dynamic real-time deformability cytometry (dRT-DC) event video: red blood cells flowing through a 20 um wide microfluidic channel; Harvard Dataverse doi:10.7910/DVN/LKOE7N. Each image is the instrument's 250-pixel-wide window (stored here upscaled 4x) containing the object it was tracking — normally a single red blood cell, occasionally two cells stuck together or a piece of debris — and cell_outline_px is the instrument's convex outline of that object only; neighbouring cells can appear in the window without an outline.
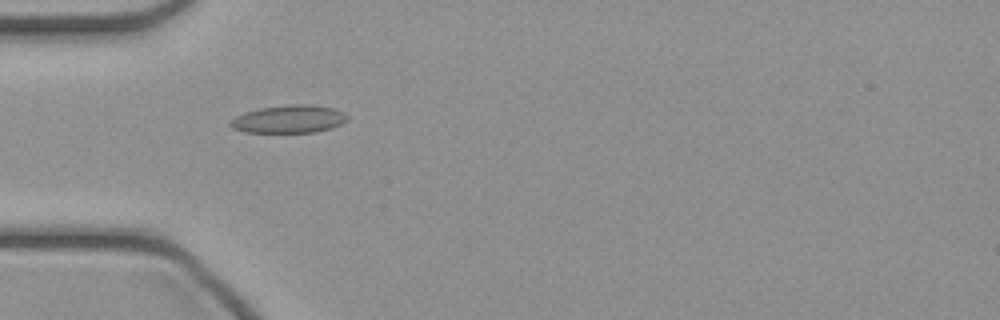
{"species": "common noctule bat (a hibernating species)", "species_latin": "Nyctalus noctula", "temperature_condition": "cold", "stored_images_in_passage": 36, "camera_frame_rate_fps": 3000, "um_per_image_px": 0.085, "animal": {"sex": "female", "body_mass_g": 21.9}, "frame": {"image": 1, "passage_image": 4, "time_ms": 1.0, "image_size_px": [1000, 320], "cell_outline_px": [[348, 120], [332, 128], [316, 132], [244, 132], [232, 128], [228, 124], [236, 116], [244, 112], [260, 108], [288, 104], [312, 104], [332, 108], [344, 112], [348, 116]], "centroid_in_image_um": [24.57, 10.12], "position_along_channel_um": 60.4, "area_um2": 19.07}}
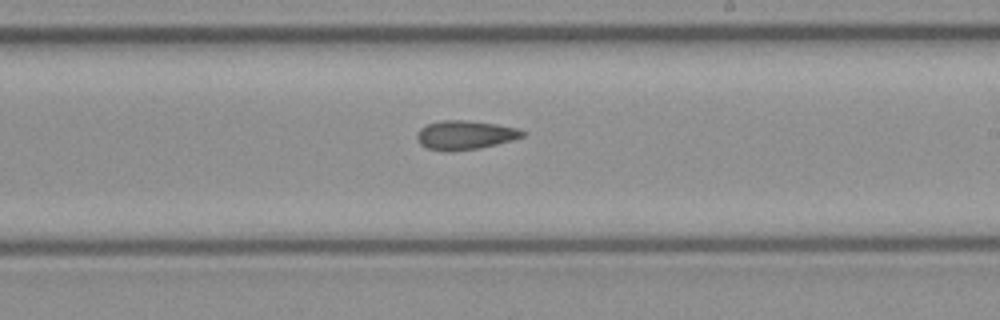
{"frame": {"image": 2, "passage_image": 17, "time_ms": 5.333, "image_size_px": [1000, 320], "cell_outline_px": [[524, 136], [512, 140], [480, 148], [448, 152], [428, 148], [420, 144], [416, 140], [416, 132], [420, 128], [428, 124], [444, 120], [464, 120], [496, 124], [516, 128], [524, 132]], "centroid_in_image_um": [39.48, 11.48], "position_along_channel_um": 249.5, "area_um2": 17.74}}
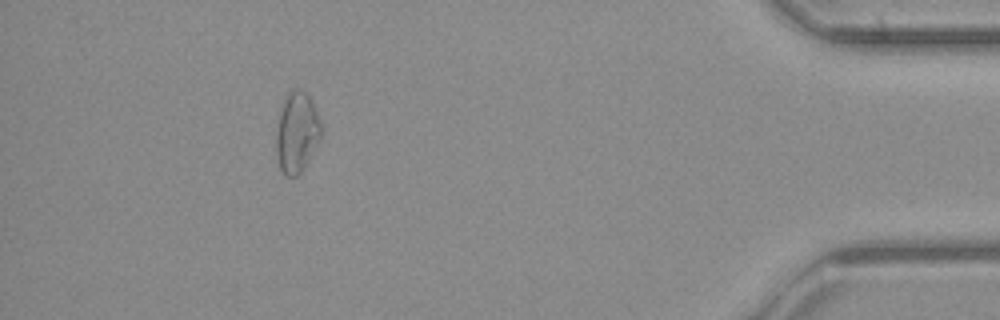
{"frame": {"image": 3, "passage_image": 32, "time_ms": 10.333, "image_size_px": [1000, 320], "cell_outline_px": [[324, 132], [320, 140], [304, 168], [296, 176], [284, 176], [280, 168], [276, 152], [276, 128], [280, 108], [284, 96], [292, 88], [300, 88], [308, 96], [324, 128]], "centroid_in_image_um": [25.23, 11.24], "position_along_channel_um": 410.0, "area_um2": 21.5}}